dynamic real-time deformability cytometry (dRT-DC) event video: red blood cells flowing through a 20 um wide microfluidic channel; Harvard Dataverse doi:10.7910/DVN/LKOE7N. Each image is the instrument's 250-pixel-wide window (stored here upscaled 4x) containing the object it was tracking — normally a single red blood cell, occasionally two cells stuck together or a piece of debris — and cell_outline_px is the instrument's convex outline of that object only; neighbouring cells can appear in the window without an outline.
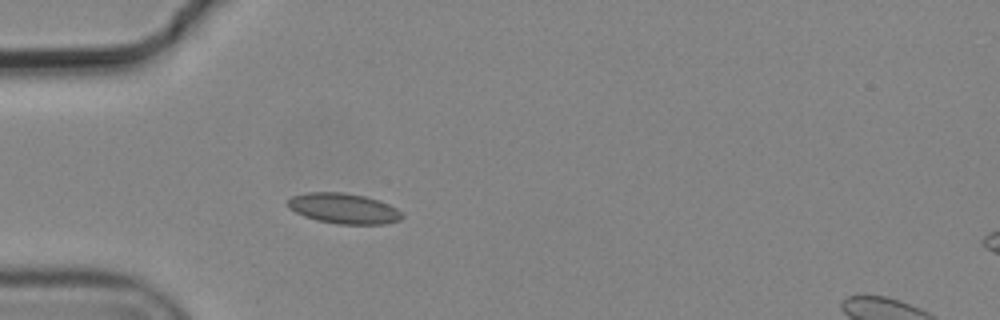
{"species": "common noctule bat (a hibernating species)", "species_latin": "Nyctalus noctula", "temperature_condition": "cold", "stored_images_in_passage": 3, "camera_frame_rate_fps": 3000, "um_per_image_px": 0.085, "animal": {"sex": "male", "body_mass_g": 19.2, "forearm_length_mm": 51.8}, "frame": {"image": 1, "passage_image": 2, "time_ms": 0.333, "image_size_px": [1000, 320], "cell_outline_px": [[404, 216], [400, 220], [384, 224], [336, 224], [316, 220], [304, 216], [288, 208], [288, 200], [292, 196], [308, 192], [344, 192], [364, 196], [380, 200], [396, 208]], "centroid_in_image_um": [29.21, 17.72], "position_along_channel_um": 55.8, "area_um2": 20.29}}